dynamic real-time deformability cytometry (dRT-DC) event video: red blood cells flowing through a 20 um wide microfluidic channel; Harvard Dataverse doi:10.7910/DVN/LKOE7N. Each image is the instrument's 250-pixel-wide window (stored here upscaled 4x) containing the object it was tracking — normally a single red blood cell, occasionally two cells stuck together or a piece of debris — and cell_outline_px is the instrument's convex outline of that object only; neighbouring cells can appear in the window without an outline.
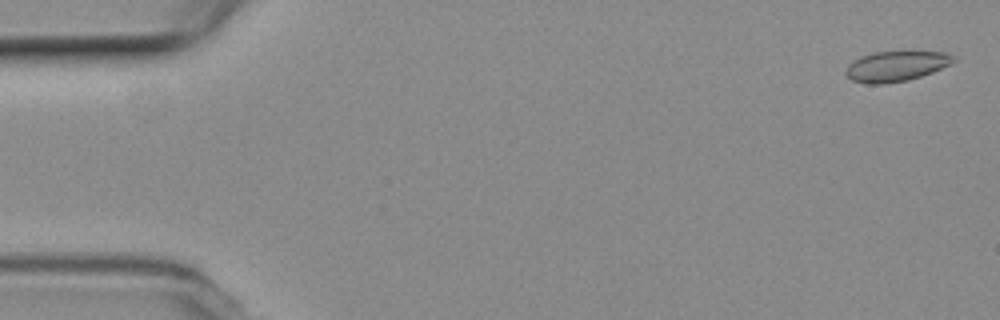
{"species": "common noctule bat (a hibernating species)", "species_latin": "Nyctalus noctula", "temperature_condition": "room temperature", "stored_images_in_passage": 10, "camera_frame_rate_fps": 3000, "um_per_image_px": 0.085, "animal": {"sex": "female", "body_mass_g": 19.3, "forearm_length_mm": 54.1}, "frame": {"image": 1, "passage_image": 2, "time_ms": 0.333, "image_size_px": [1000, 320], "cell_outline_px": [[956, 60], [952, 64], [932, 72], [908, 80], [884, 84], [868, 84], [852, 80], [844, 72], [848, 64], [852, 60], [860, 56], [876, 52], [944, 52], [956, 56]], "centroid_in_image_um": [76.16, 5.63], "position_along_channel_um": 8.8, "area_um2": 19.02}}